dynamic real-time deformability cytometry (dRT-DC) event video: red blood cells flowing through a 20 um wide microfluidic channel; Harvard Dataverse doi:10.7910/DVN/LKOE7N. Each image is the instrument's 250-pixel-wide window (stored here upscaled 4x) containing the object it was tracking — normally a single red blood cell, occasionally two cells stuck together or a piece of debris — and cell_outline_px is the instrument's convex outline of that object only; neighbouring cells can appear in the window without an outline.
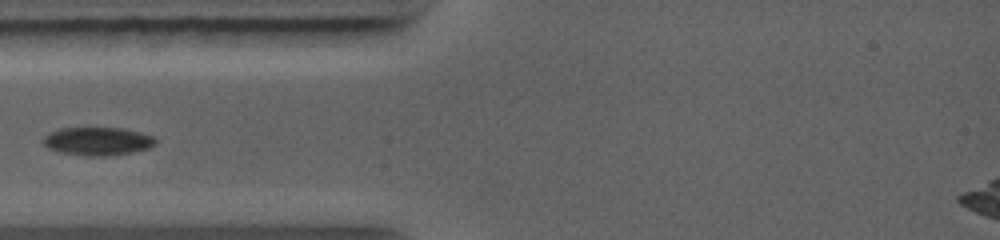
{"species": "common noctule bat (a hibernating species)", "species_latin": "Nyctalus noctula", "temperature_condition": "warm", "stored_images_in_passage": 2, "camera_frame_rate_fps": 5000, "um_per_image_px": 0.085, "animal": {"sex": "female", "body_mass_g": 19.0, "forearm_length_mm": 56.7}, "frame": {"image": 1, "passage_image": 1, "time_ms": 0.0, "image_size_px": [1000, 240], "cell_outline_px": [[156, 144], [148, 148], [132, 152], [108, 156], [88, 156], [60, 152], [48, 148], [40, 140], [48, 132], [60, 128], [124, 128], [140, 132], [152, 136], [156, 140]], "centroid_in_image_um": [8.26, 12.0], "position_along_channel_um": 76.7, "area_um2": 18.55}}
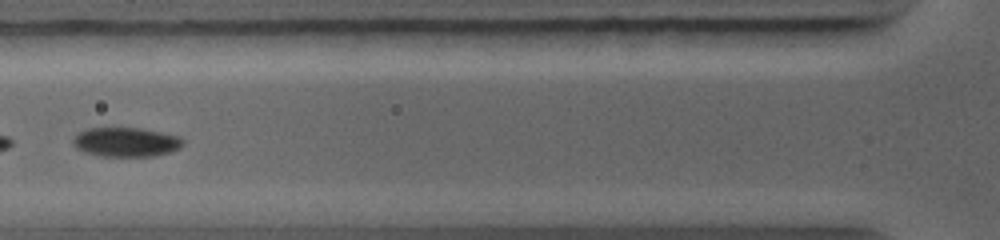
{"frame": {"image": 2, "passage_image": 2, "time_ms": 0.8, "image_size_px": [1000, 240], "cell_outline_px": [[184, 144], [180, 148], [156, 156], [100, 156], [84, 152], [76, 148], [72, 144], [72, 140], [80, 132], [88, 128], [140, 128], [180, 136], [184, 140]], "centroid_in_image_um": [10.72, 12.08], "position_along_channel_um": 115.1, "area_um2": 18.79}}